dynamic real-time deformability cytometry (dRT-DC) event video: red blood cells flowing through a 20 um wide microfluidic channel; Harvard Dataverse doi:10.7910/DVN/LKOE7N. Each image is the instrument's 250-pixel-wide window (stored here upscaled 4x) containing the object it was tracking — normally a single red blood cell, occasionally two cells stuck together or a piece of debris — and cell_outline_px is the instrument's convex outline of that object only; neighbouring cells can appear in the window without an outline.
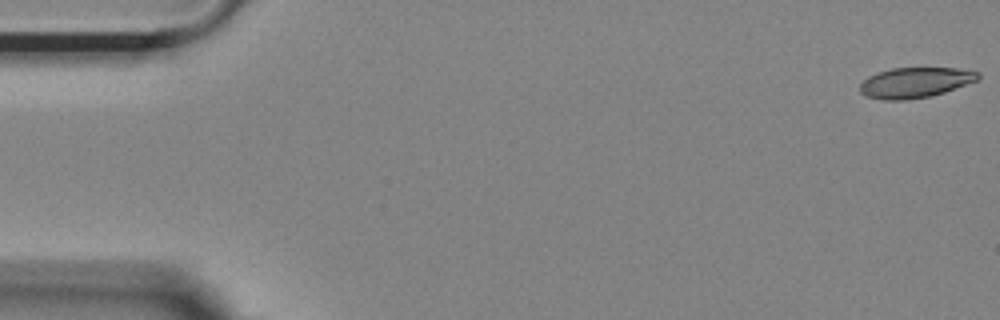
{"species": "Egyptian fruit bat (a non-hibernating species)", "species_latin": "Rousettus aegyptiacus", "temperature_condition": "room temperature", "stored_images_in_passage": 54, "camera_frame_rate_fps": 3000, "um_per_image_px": 0.085, "animal": {"sex": "female"}, "frame": {"image": 1, "passage_image": 1, "time_ms": 0.0, "image_size_px": [1000, 320], "cell_outline_px": [[980, 76], [976, 80], [944, 92], [932, 96], [904, 100], [884, 100], [868, 96], [860, 92], [860, 84], [868, 76], [892, 68], [956, 68], [980, 72]], "centroid_in_image_um": [77.78, 7.02], "position_along_channel_um": 7.2, "area_um2": 20.63}}
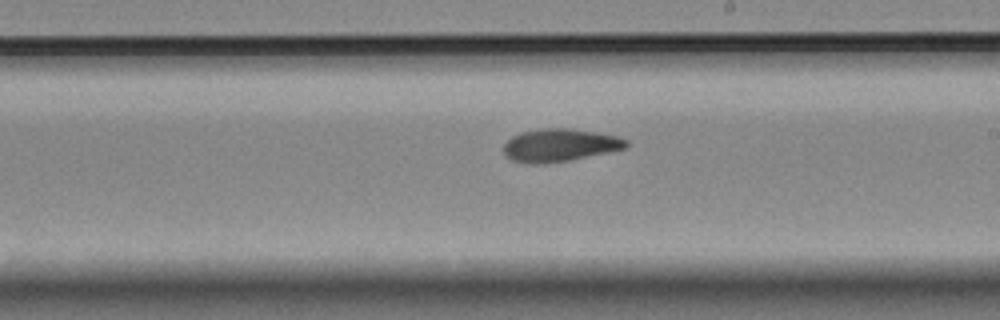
{"frame": {"image": 2, "passage_image": 31, "time_ms": 10.0, "image_size_px": [1000, 320], "cell_outline_px": [[628, 144], [624, 148], [608, 152], [568, 160], [544, 164], [532, 164], [512, 160], [504, 156], [504, 144], [512, 136], [520, 132], [544, 128], [572, 128], [616, 136], [628, 140]], "centroid_in_image_um": [47.53, 12.34], "position_along_channel_um": 241.5, "area_um2": 23.29}}
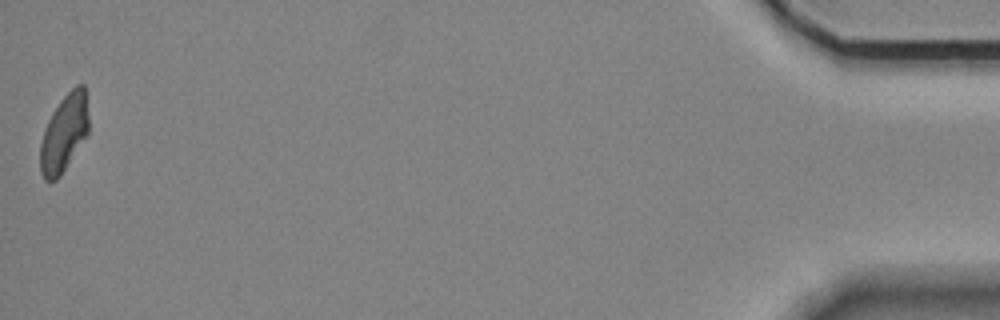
{"frame": {"image": 3, "passage_image": 54, "time_ms": 17.667, "image_size_px": [1000, 320], "cell_outline_px": [[88, 136], [60, 176], [56, 180], [44, 180], [40, 172], [40, 144], [44, 128], [52, 112], [60, 100], [76, 84], [84, 84], [88, 116]], "centroid_in_image_um": [5.45, 11.33], "position_along_channel_um": 429.8, "area_um2": 22.02}, "authors_computed_cell_mechanics": {"area_um2": 22.7154, "velocity_mm_per_s": 3.6902, "shape_relaxation_time_tau1_ms": 6.9829, "shape_relaxation_time_tau2_ms": 6.9982, "deformation_change_tau1": 0.1906, "deformation_change_tau2": 0.1162}}